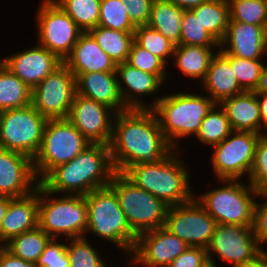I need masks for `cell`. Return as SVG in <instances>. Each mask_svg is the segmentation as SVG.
Segmentation results:
<instances>
[{"mask_svg":"<svg viewBox=\"0 0 267 267\" xmlns=\"http://www.w3.org/2000/svg\"><path fill=\"white\" fill-rule=\"evenodd\" d=\"M109 147L113 166L119 173L137 163L156 164L174 150L152 109L117 113Z\"/></svg>","mask_w":267,"mask_h":267,"instance_id":"obj_1","label":"cell"},{"mask_svg":"<svg viewBox=\"0 0 267 267\" xmlns=\"http://www.w3.org/2000/svg\"><path fill=\"white\" fill-rule=\"evenodd\" d=\"M116 173L110 147L91 143L73 160L53 168L40 184L58 195H81L106 187Z\"/></svg>","mask_w":267,"mask_h":267,"instance_id":"obj_2","label":"cell"},{"mask_svg":"<svg viewBox=\"0 0 267 267\" xmlns=\"http://www.w3.org/2000/svg\"><path fill=\"white\" fill-rule=\"evenodd\" d=\"M190 91L158 95L149 103L159 121L160 128L174 149H181L180 139L196 136L202 120L216 104L208 95Z\"/></svg>","mask_w":267,"mask_h":267,"instance_id":"obj_3","label":"cell"},{"mask_svg":"<svg viewBox=\"0 0 267 267\" xmlns=\"http://www.w3.org/2000/svg\"><path fill=\"white\" fill-rule=\"evenodd\" d=\"M181 152V149H174L156 164L137 163L123 174L168 206L187 203L195 198V193L189 183L190 170L182 161Z\"/></svg>","mask_w":267,"mask_h":267,"instance_id":"obj_4","label":"cell"},{"mask_svg":"<svg viewBox=\"0 0 267 267\" xmlns=\"http://www.w3.org/2000/svg\"><path fill=\"white\" fill-rule=\"evenodd\" d=\"M87 203L88 225L86 235L90 232L115 248L130 256L136 243L137 235L131 230L123 213L116 193L109 187L95 189L85 195Z\"/></svg>","mask_w":267,"mask_h":267,"instance_id":"obj_5","label":"cell"},{"mask_svg":"<svg viewBox=\"0 0 267 267\" xmlns=\"http://www.w3.org/2000/svg\"><path fill=\"white\" fill-rule=\"evenodd\" d=\"M38 204V226L51 238L86 237L88 217L85 196H56L39 183Z\"/></svg>","mask_w":267,"mask_h":267,"instance_id":"obj_6","label":"cell"},{"mask_svg":"<svg viewBox=\"0 0 267 267\" xmlns=\"http://www.w3.org/2000/svg\"><path fill=\"white\" fill-rule=\"evenodd\" d=\"M221 186L195 194L197 201L217 224L253 226L256 197L259 193L247 181L217 180ZM240 181V182H239Z\"/></svg>","mask_w":267,"mask_h":267,"instance_id":"obj_7","label":"cell"},{"mask_svg":"<svg viewBox=\"0 0 267 267\" xmlns=\"http://www.w3.org/2000/svg\"><path fill=\"white\" fill-rule=\"evenodd\" d=\"M115 193L131 230L139 235L163 227L169 206L116 172L108 185Z\"/></svg>","mask_w":267,"mask_h":267,"instance_id":"obj_8","label":"cell"},{"mask_svg":"<svg viewBox=\"0 0 267 267\" xmlns=\"http://www.w3.org/2000/svg\"><path fill=\"white\" fill-rule=\"evenodd\" d=\"M91 143L67 119H48L39 152L33 159L40 182L53 168L73 160Z\"/></svg>","mask_w":267,"mask_h":267,"instance_id":"obj_9","label":"cell"},{"mask_svg":"<svg viewBox=\"0 0 267 267\" xmlns=\"http://www.w3.org/2000/svg\"><path fill=\"white\" fill-rule=\"evenodd\" d=\"M47 121L32 104L0 111V148L34 159L40 150Z\"/></svg>","mask_w":267,"mask_h":267,"instance_id":"obj_10","label":"cell"},{"mask_svg":"<svg viewBox=\"0 0 267 267\" xmlns=\"http://www.w3.org/2000/svg\"><path fill=\"white\" fill-rule=\"evenodd\" d=\"M260 134L254 132L233 131L227 138L212 146L211 166L218 180L248 179L257 141Z\"/></svg>","mask_w":267,"mask_h":267,"instance_id":"obj_11","label":"cell"},{"mask_svg":"<svg viewBox=\"0 0 267 267\" xmlns=\"http://www.w3.org/2000/svg\"><path fill=\"white\" fill-rule=\"evenodd\" d=\"M40 3L35 14L38 44L64 61L83 31L54 0Z\"/></svg>","mask_w":267,"mask_h":267,"instance_id":"obj_12","label":"cell"},{"mask_svg":"<svg viewBox=\"0 0 267 267\" xmlns=\"http://www.w3.org/2000/svg\"><path fill=\"white\" fill-rule=\"evenodd\" d=\"M76 94V77L63 63L32 89V105L47 119H65Z\"/></svg>","mask_w":267,"mask_h":267,"instance_id":"obj_13","label":"cell"},{"mask_svg":"<svg viewBox=\"0 0 267 267\" xmlns=\"http://www.w3.org/2000/svg\"><path fill=\"white\" fill-rule=\"evenodd\" d=\"M206 250L208 260L216 262L215 254L218 260L229 262L231 267L251 262L264 252L254 236L253 226L230 224H216Z\"/></svg>","mask_w":267,"mask_h":267,"instance_id":"obj_14","label":"cell"},{"mask_svg":"<svg viewBox=\"0 0 267 267\" xmlns=\"http://www.w3.org/2000/svg\"><path fill=\"white\" fill-rule=\"evenodd\" d=\"M216 224L215 219L194 198L181 205L169 206L163 227L189 246L207 249Z\"/></svg>","mask_w":267,"mask_h":267,"instance_id":"obj_15","label":"cell"},{"mask_svg":"<svg viewBox=\"0 0 267 267\" xmlns=\"http://www.w3.org/2000/svg\"><path fill=\"white\" fill-rule=\"evenodd\" d=\"M188 247L179 237L159 227L137 235L132 253L126 260L130 267H168Z\"/></svg>","mask_w":267,"mask_h":267,"instance_id":"obj_16","label":"cell"},{"mask_svg":"<svg viewBox=\"0 0 267 267\" xmlns=\"http://www.w3.org/2000/svg\"><path fill=\"white\" fill-rule=\"evenodd\" d=\"M116 114L108 106L76 94L67 119L90 143L109 145Z\"/></svg>","mask_w":267,"mask_h":267,"instance_id":"obj_17","label":"cell"},{"mask_svg":"<svg viewBox=\"0 0 267 267\" xmlns=\"http://www.w3.org/2000/svg\"><path fill=\"white\" fill-rule=\"evenodd\" d=\"M38 181L33 159L19 152L0 148V196L24 197L36 190Z\"/></svg>","mask_w":267,"mask_h":267,"instance_id":"obj_18","label":"cell"},{"mask_svg":"<svg viewBox=\"0 0 267 267\" xmlns=\"http://www.w3.org/2000/svg\"><path fill=\"white\" fill-rule=\"evenodd\" d=\"M0 61L31 89L63 64L56 54L38 43L27 50L10 54Z\"/></svg>","mask_w":267,"mask_h":267,"instance_id":"obj_19","label":"cell"},{"mask_svg":"<svg viewBox=\"0 0 267 267\" xmlns=\"http://www.w3.org/2000/svg\"><path fill=\"white\" fill-rule=\"evenodd\" d=\"M267 26L230 20L220 50L237 58L263 59L266 55Z\"/></svg>","mask_w":267,"mask_h":267,"instance_id":"obj_20","label":"cell"},{"mask_svg":"<svg viewBox=\"0 0 267 267\" xmlns=\"http://www.w3.org/2000/svg\"><path fill=\"white\" fill-rule=\"evenodd\" d=\"M116 75L122 100L129 109H149L143 96L154 97L165 85L155 74L133 68L126 62L117 64Z\"/></svg>","mask_w":267,"mask_h":267,"instance_id":"obj_21","label":"cell"},{"mask_svg":"<svg viewBox=\"0 0 267 267\" xmlns=\"http://www.w3.org/2000/svg\"><path fill=\"white\" fill-rule=\"evenodd\" d=\"M63 63L76 77L82 73L116 72L117 64L98 45L95 39L83 32Z\"/></svg>","mask_w":267,"mask_h":267,"instance_id":"obj_22","label":"cell"},{"mask_svg":"<svg viewBox=\"0 0 267 267\" xmlns=\"http://www.w3.org/2000/svg\"><path fill=\"white\" fill-rule=\"evenodd\" d=\"M76 88L77 94L108 106L116 113L129 110L122 100L116 72L78 74Z\"/></svg>","mask_w":267,"mask_h":267,"instance_id":"obj_23","label":"cell"},{"mask_svg":"<svg viewBox=\"0 0 267 267\" xmlns=\"http://www.w3.org/2000/svg\"><path fill=\"white\" fill-rule=\"evenodd\" d=\"M230 64V55L220 49L212 57L205 79L200 83L201 89L215 102L243 93Z\"/></svg>","mask_w":267,"mask_h":267,"instance_id":"obj_24","label":"cell"},{"mask_svg":"<svg viewBox=\"0 0 267 267\" xmlns=\"http://www.w3.org/2000/svg\"><path fill=\"white\" fill-rule=\"evenodd\" d=\"M38 186L24 197L12 198L1 224V246L11 238L38 227Z\"/></svg>","mask_w":267,"mask_h":267,"instance_id":"obj_25","label":"cell"},{"mask_svg":"<svg viewBox=\"0 0 267 267\" xmlns=\"http://www.w3.org/2000/svg\"><path fill=\"white\" fill-rule=\"evenodd\" d=\"M219 104L226 112L233 131L262 134L260 108L254 91H244Z\"/></svg>","mask_w":267,"mask_h":267,"instance_id":"obj_26","label":"cell"},{"mask_svg":"<svg viewBox=\"0 0 267 267\" xmlns=\"http://www.w3.org/2000/svg\"><path fill=\"white\" fill-rule=\"evenodd\" d=\"M219 49L220 47L175 45L171 59H174V62L171 65H174L182 73V76L199 80L201 83L206 77L211 59L215 55L214 52Z\"/></svg>","mask_w":267,"mask_h":267,"instance_id":"obj_27","label":"cell"},{"mask_svg":"<svg viewBox=\"0 0 267 267\" xmlns=\"http://www.w3.org/2000/svg\"><path fill=\"white\" fill-rule=\"evenodd\" d=\"M184 10L167 0H154L148 26L159 31L175 45L180 41Z\"/></svg>","mask_w":267,"mask_h":267,"instance_id":"obj_28","label":"cell"},{"mask_svg":"<svg viewBox=\"0 0 267 267\" xmlns=\"http://www.w3.org/2000/svg\"><path fill=\"white\" fill-rule=\"evenodd\" d=\"M191 11L199 22L219 43L226 35L230 22L228 0H208Z\"/></svg>","mask_w":267,"mask_h":267,"instance_id":"obj_29","label":"cell"},{"mask_svg":"<svg viewBox=\"0 0 267 267\" xmlns=\"http://www.w3.org/2000/svg\"><path fill=\"white\" fill-rule=\"evenodd\" d=\"M32 104V89L0 61V111Z\"/></svg>","mask_w":267,"mask_h":267,"instance_id":"obj_30","label":"cell"},{"mask_svg":"<svg viewBox=\"0 0 267 267\" xmlns=\"http://www.w3.org/2000/svg\"><path fill=\"white\" fill-rule=\"evenodd\" d=\"M88 33L116 64L127 62L131 46L134 42V32L97 26L89 30Z\"/></svg>","mask_w":267,"mask_h":267,"instance_id":"obj_31","label":"cell"},{"mask_svg":"<svg viewBox=\"0 0 267 267\" xmlns=\"http://www.w3.org/2000/svg\"><path fill=\"white\" fill-rule=\"evenodd\" d=\"M52 238L39 226L11 238L3 246L24 261L36 263Z\"/></svg>","mask_w":267,"mask_h":267,"instance_id":"obj_32","label":"cell"},{"mask_svg":"<svg viewBox=\"0 0 267 267\" xmlns=\"http://www.w3.org/2000/svg\"><path fill=\"white\" fill-rule=\"evenodd\" d=\"M233 132L226 112L219 103H216L202 120L195 137L199 143L210 148L219 144Z\"/></svg>","mask_w":267,"mask_h":267,"instance_id":"obj_33","label":"cell"},{"mask_svg":"<svg viewBox=\"0 0 267 267\" xmlns=\"http://www.w3.org/2000/svg\"><path fill=\"white\" fill-rule=\"evenodd\" d=\"M83 31L98 26L101 0H54Z\"/></svg>","mask_w":267,"mask_h":267,"instance_id":"obj_34","label":"cell"},{"mask_svg":"<svg viewBox=\"0 0 267 267\" xmlns=\"http://www.w3.org/2000/svg\"><path fill=\"white\" fill-rule=\"evenodd\" d=\"M133 35L134 42L138 46L148 50L168 66V62L173 58L175 48V44L172 41L148 25L137 26Z\"/></svg>","mask_w":267,"mask_h":267,"instance_id":"obj_35","label":"cell"},{"mask_svg":"<svg viewBox=\"0 0 267 267\" xmlns=\"http://www.w3.org/2000/svg\"><path fill=\"white\" fill-rule=\"evenodd\" d=\"M66 250L70 267H108L106 260L101 258L91 240L86 237L67 239Z\"/></svg>","mask_w":267,"mask_h":267,"instance_id":"obj_36","label":"cell"},{"mask_svg":"<svg viewBox=\"0 0 267 267\" xmlns=\"http://www.w3.org/2000/svg\"><path fill=\"white\" fill-rule=\"evenodd\" d=\"M177 45L220 47V43L199 22L191 10H184L181 20V36Z\"/></svg>","mask_w":267,"mask_h":267,"instance_id":"obj_37","label":"cell"},{"mask_svg":"<svg viewBox=\"0 0 267 267\" xmlns=\"http://www.w3.org/2000/svg\"><path fill=\"white\" fill-rule=\"evenodd\" d=\"M230 20L267 26L266 0H228Z\"/></svg>","mask_w":267,"mask_h":267,"instance_id":"obj_38","label":"cell"},{"mask_svg":"<svg viewBox=\"0 0 267 267\" xmlns=\"http://www.w3.org/2000/svg\"><path fill=\"white\" fill-rule=\"evenodd\" d=\"M98 26L134 32L136 26L130 21L127 5L121 0H101Z\"/></svg>","mask_w":267,"mask_h":267,"instance_id":"obj_39","label":"cell"},{"mask_svg":"<svg viewBox=\"0 0 267 267\" xmlns=\"http://www.w3.org/2000/svg\"><path fill=\"white\" fill-rule=\"evenodd\" d=\"M127 64L146 73L155 74L163 83L169 80L167 65L157 56L133 42Z\"/></svg>","mask_w":267,"mask_h":267,"instance_id":"obj_40","label":"cell"},{"mask_svg":"<svg viewBox=\"0 0 267 267\" xmlns=\"http://www.w3.org/2000/svg\"><path fill=\"white\" fill-rule=\"evenodd\" d=\"M262 60L230 56L231 67H234V75L245 91H254L257 87L264 66Z\"/></svg>","mask_w":267,"mask_h":267,"instance_id":"obj_41","label":"cell"},{"mask_svg":"<svg viewBox=\"0 0 267 267\" xmlns=\"http://www.w3.org/2000/svg\"><path fill=\"white\" fill-rule=\"evenodd\" d=\"M248 182L258 193H267V134L265 133L260 134L257 141Z\"/></svg>","mask_w":267,"mask_h":267,"instance_id":"obj_42","label":"cell"},{"mask_svg":"<svg viewBox=\"0 0 267 267\" xmlns=\"http://www.w3.org/2000/svg\"><path fill=\"white\" fill-rule=\"evenodd\" d=\"M66 242L52 238L35 263L36 267H70V260L66 250Z\"/></svg>","mask_w":267,"mask_h":267,"instance_id":"obj_43","label":"cell"},{"mask_svg":"<svg viewBox=\"0 0 267 267\" xmlns=\"http://www.w3.org/2000/svg\"><path fill=\"white\" fill-rule=\"evenodd\" d=\"M258 197L265 201L259 203L256 200L253 231L259 246L263 249L262 245L267 243V193H259Z\"/></svg>","mask_w":267,"mask_h":267,"instance_id":"obj_44","label":"cell"},{"mask_svg":"<svg viewBox=\"0 0 267 267\" xmlns=\"http://www.w3.org/2000/svg\"><path fill=\"white\" fill-rule=\"evenodd\" d=\"M127 5L130 21L137 26L148 24L151 6L154 0H121Z\"/></svg>","mask_w":267,"mask_h":267,"instance_id":"obj_45","label":"cell"},{"mask_svg":"<svg viewBox=\"0 0 267 267\" xmlns=\"http://www.w3.org/2000/svg\"><path fill=\"white\" fill-rule=\"evenodd\" d=\"M207 260L206 248L189 246L168 267H201Z\"/></svg>","mask_w":267,"mask_h":267,"instance_id":"obj_46","label":"cell"},{"mask_svg":"<svg viewBox=\"0 0 267 267\" xmlns=\"http://www.w3.org/2000/svg\"><path fill=\"white\" fill-rule=\"evenodd\" d=\"M0 267H36L34 263L24 261L13 255L4 246H0Z\"/></svg>","mask_w":267,"mask_h":267,"instance_id":"obj_47","label":"cell"},{"mask_svg":"<svg viewBox=\"0 0 267 267\" xmlns=\"http://www.w3.org/2000/svg\"><path fill=\"white\" fill-rule=\"evenodd\" d=\"M256 96L261 114V131L262 133H267V93H256Z\"/></svg>","mask_w":267,"mask_h":267,"instance_id":"obj_48","label":"cell"},{"mask_svg":"<svg viewBox=\"0 0 267 267\" xmlns=\"http://www.w3.org/2000/svg\"><path fill=\"white\" fill-rule=\"evenodd\" d=\"M183 10H191L208 0H167Z\"/></svg>","mask_w":267,"mask_h":267,"instance_id":"obj_49","label":"cell"},{"mask_svg":"<svg viewBox=\"0 0 267 267\" xmlns=\"http://www.w3.org/2000/svg\"><path fill=\"white\" fill-rule=\"evenodd\" d=\"M232 267H267V256L265 252H263L258 258L251 262L234 265Z\"/></svg>","mask_w":267,"mask_h":267,"instance_id":"obj_50","label":"cell"},{"mask_svg":"<svg viewBox=\"0 0 267 267\" xmlns=\"http://www.w3.org/2000/svg\"><path fill=\"white\" fill-rule=\"evenodd\" d=\"M255 93H267V64L265 63Z\"/></svg>","mask_w":267,"mask_h":267,"instance_id":"obj_51","label":"cell"},{"mask_svg":"<svg viewBox=\"0 0 267 267\" xmlns=\"http://www.w3.org/2000/svg\"><path fill=\"white\" fill-rule=\"evenodd\" d=\"M12 197L9 196H0V246H1V224L7 210L9 208V203Z\"/></svg>","mask_w":267,"mask_h":267,"instance_id":"obj_52","label":"cell"},{"mask_svg":"<svg viewBox=\"0 0 267 267\" xmlns=\"http://www.w3.org/2000/svg\"><path fill=\"white\" fill-rule=\"evenodd\" d=\"M217 262L207 260L201 267H217Z\"/></svg>","mask_w":267,"mask_h":267,"instance_id":"obj_53","label":"cell"},{"mask_svg":"<svg viewBox=\"0 0 267 267\" xmlns=\"http://www.w3.org/2000/svg\"><path fill=\"white\" fill-rule=\"evenodd\" d=\"M266 56H267V34H266Z\"/></svg>","mask_w":267,"mask_h":267,"instance_id":"obj_54","label":"cell"}]
</instances>
